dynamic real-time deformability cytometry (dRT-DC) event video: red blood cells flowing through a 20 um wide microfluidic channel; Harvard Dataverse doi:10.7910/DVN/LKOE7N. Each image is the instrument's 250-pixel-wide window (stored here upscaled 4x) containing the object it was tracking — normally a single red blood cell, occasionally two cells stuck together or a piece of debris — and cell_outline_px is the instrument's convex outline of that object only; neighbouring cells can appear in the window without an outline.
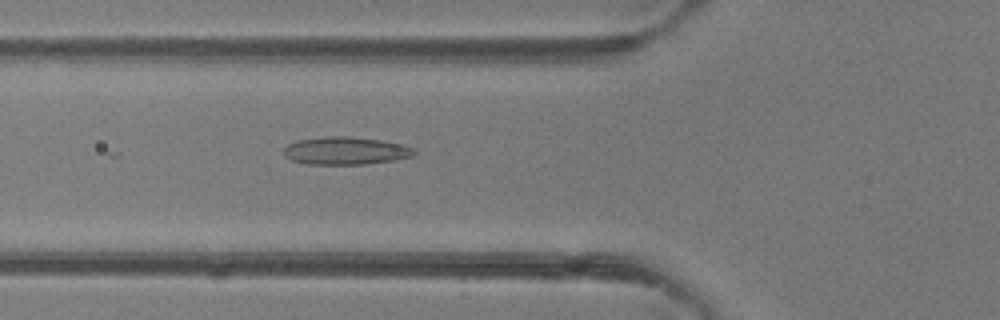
{"species": "common noctule bat (a hibernating species)", "species_latin": "Nyctalus noctula", "temperature_condition": "room temperature", "stored_images_in_passage": 23, "camera_frame_rate_fps": 3000, "um_per_image_px": 0.085, "animal": {"sex": "female"}, "frame": {"image": 1, "passage_image": 17, "time_ms": 5.333, "image_size_px": [1000, 320], "cell_outline_px": [[416, 152], [412, 156], [396, 160], [364, 164], [308, 164], [292, 160], [284, 156], [284, 148], [288, 144], [300, 140], [324, 136], [348, 136], [380, 140], [404, 144], [412, 148]], "centroid_in_image_um": [29.39, 12.81], "position_along_channel_um": 96.4, "area_um2": 21.04}}
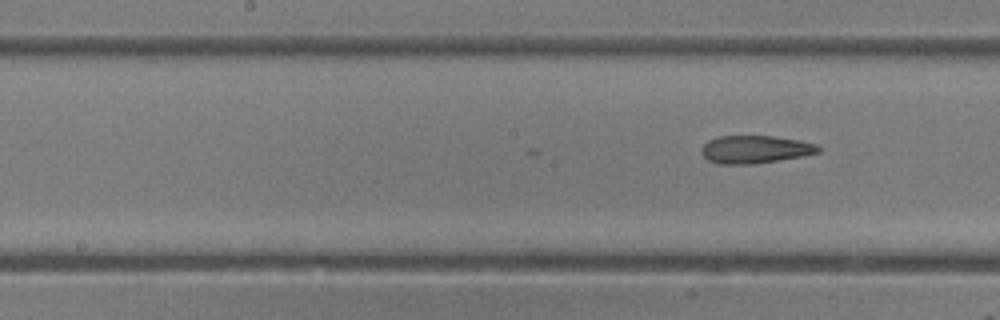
{"frame": {"image": 2, "passage_image": 23, "time_ms": 7.333, "image_size_px": [1000, 320], "cell_outline_px": [[824, 148], [820, 152], [804, 156], [752, 164], [720, 164], [708, 160], [700, 152], [700, 148], [708, 140], [720, 136], [776, 136], [800, 140], [816, 144]], "centroid_in_image_um": [64.22, 12.69], "position_along_channel_um": 184.0, "area_um2": 19.13}}